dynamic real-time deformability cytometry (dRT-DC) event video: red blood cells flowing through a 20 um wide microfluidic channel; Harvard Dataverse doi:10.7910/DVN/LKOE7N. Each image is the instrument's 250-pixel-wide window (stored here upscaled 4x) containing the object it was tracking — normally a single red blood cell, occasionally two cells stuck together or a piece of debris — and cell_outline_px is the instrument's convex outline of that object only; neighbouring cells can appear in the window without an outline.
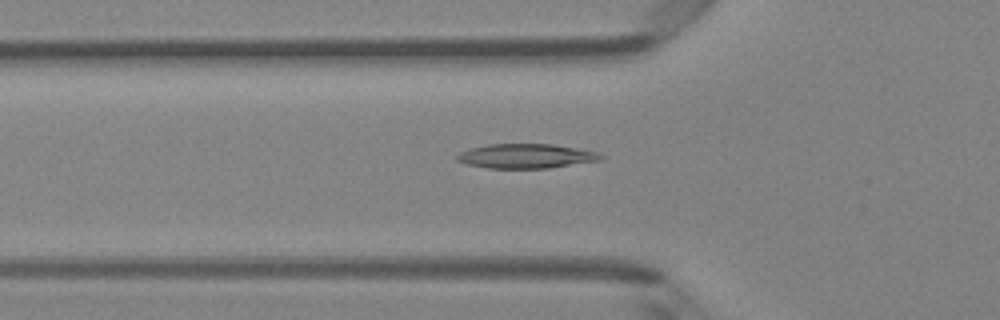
{"species": "Egyptian fruit bat (a non-hibernating species)", "species_latin": "Rousettus aegyptiacus", "temperature_condition": "room temperature", "stored_images_in_passage": 48, "camera_frame_rate_fps": 3000, "um_per_image_px": 0.085, "animal": {"sex": "female"}, "frame": {"image": 1, "passage_image": 16, "time_ms": 5.0, "image_size_px": [1000, 320], "cell_outline_px": [[604, 160], [548, 168], [488, 168], [468, 164], [456, 160], [456, 156], [460, 152], [472, 148], [488, 144], [552, 144], [600, 152], [604, 156]], "centroid_in_image_um": [44.77, 13.27], "position_along_channel_um": 81.0, "area_um2": 20.52}}
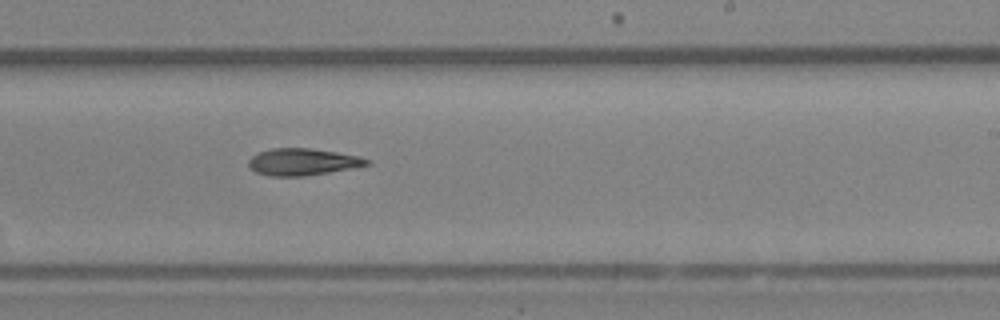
{"frame": {"image": 2, "passage_image": 29, "time_ms": 9.333, "image_size_px": [1000, 320], "cell_outline_px": [[372, 164], [352, 168], [304, 176], [268, 176], [256, 172], [248, 168], [248, 160], [252, 156], [260, 152], [272, 148], [312, 148], [360, 156], [372, 160]], "centroid_in_image_um": [25.74, 13.76], "position_along_channel_um": 263.3, "area_um2": 18.67}}
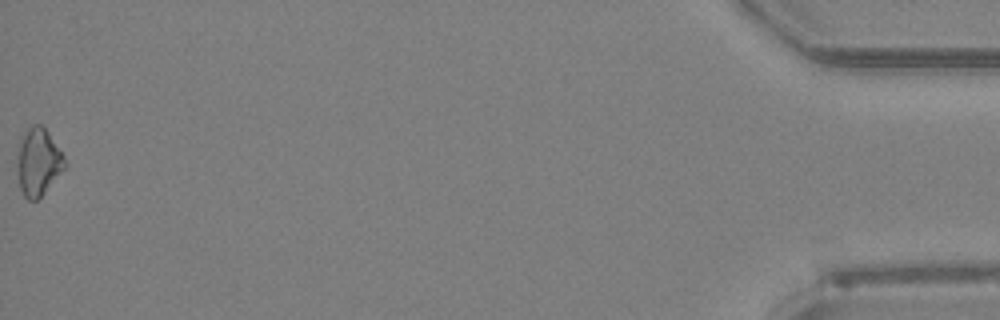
{"frame": {"image": 3, "passage_image": 48, "time_ms": 15.667, "image_size_px": [1000, 320], "cell_outline_px": [[68, 164], [44, 192], [36, 200], [28, 200], [24, 196], [20, 188], [16, 172], [16, 160], [20, 144], [28, 128], [32, 124], [40, 124], [48, 132], [64, 156]], "centroid_in_image_um": [3.24, 13.78], "position_along_channel_um": 432.0, "area_um2": 18.5}}